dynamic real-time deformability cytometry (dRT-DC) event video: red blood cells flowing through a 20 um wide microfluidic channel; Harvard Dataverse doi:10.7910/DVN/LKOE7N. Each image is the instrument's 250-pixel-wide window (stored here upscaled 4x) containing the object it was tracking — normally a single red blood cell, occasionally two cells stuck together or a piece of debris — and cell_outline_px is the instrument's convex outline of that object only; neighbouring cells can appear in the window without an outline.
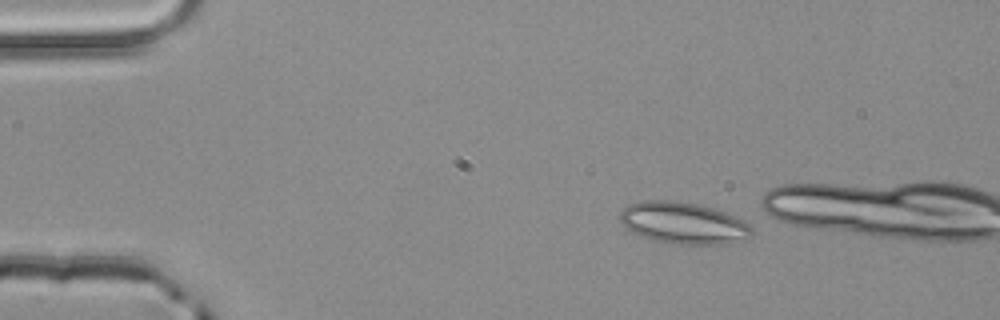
{"species": "common noctule bat (a hibernating species)", "species_latin": "Nyctalus noctula", "temperature_condition": "room temperature", "stored_images_in_passage": 3, "camera_frame_rate_fps": 3000, "um_per_image_px": 0.085, "animal": {"sex": "male", "body_mass_g": 20.4}, "frame": {"image": 1, "passage_image": 1, "time_ms": 0.0, "image_size_px": [1000, 320], "cell_outline_px": [[752, 236], [728, 244], [668, 244], [648, 240], [624, 228], [620, 220], [620, 212], [628, 204], [640, 200], [672, 200], [696, 204], [712, 208], [724, 212], [748, 224], [752, 228]], "centroid_in_image_um": [58.01, 18.97], "position_along_channel_um": 27.0, "area_um2": 32.25}}